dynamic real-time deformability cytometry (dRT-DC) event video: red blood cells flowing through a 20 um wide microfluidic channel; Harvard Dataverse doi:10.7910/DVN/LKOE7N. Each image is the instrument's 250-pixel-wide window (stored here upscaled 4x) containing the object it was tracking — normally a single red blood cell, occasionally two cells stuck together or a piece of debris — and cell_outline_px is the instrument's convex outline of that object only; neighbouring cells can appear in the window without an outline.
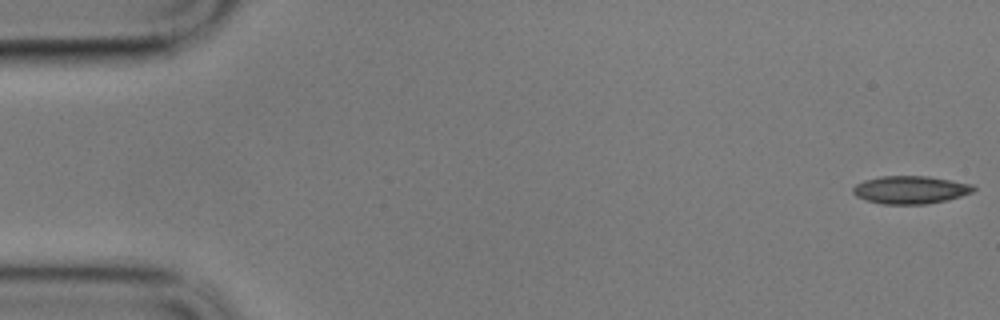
{"species": "common noctule bat (a hibernating species)", "species_latin": "Nyctalus noctula", "temperature_condition": "cold", "stored_images_in_passage": 58, "camera_frame_rate_fps": 3000, "um_per_image_px": 0.085, "animal": {"sex": "male", "body_mass_g": 17.9}, "frame": {"image": 1, "passage_image": 1, "time_ms": 0.0, "image_size_px": [1000, 320], "cell_outline_px": [[976, 188], [972, 192], [948, 200], [928, 204], [880, 204], [856, 196], [852, 192], [852, 188], [856, 184], [864, 180], [880, 176], [928, 176], [972, 184]], "centroid_in_image_um": [77.37, 16.13], "position_along_channel_um": 7.6, "area_um2": 19.59}}
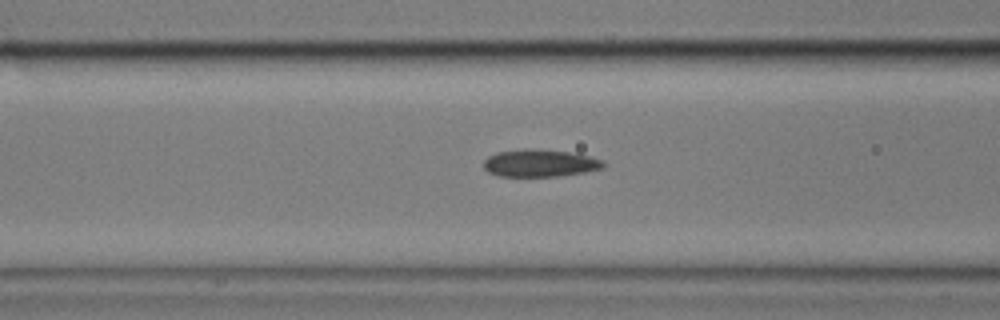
{"frame": {"image": 2, "passage_image": 22, "time_ms": 7.0, "image_size_px": [1000, 320], "cell_outline_px": [[608, 164], [604, 168], [584, 172], [560, 176], [500, 176], [488, 172], [484, 168], [484, 160], [488, 156], [496, 152], [524, 148], [528, 148], [568, 152], [588, 156], [604, 160]], "centroid_in_image_um": [45.9, 13.86], "position_along_channel_um": 120.7, "area_um2": 19.19}}
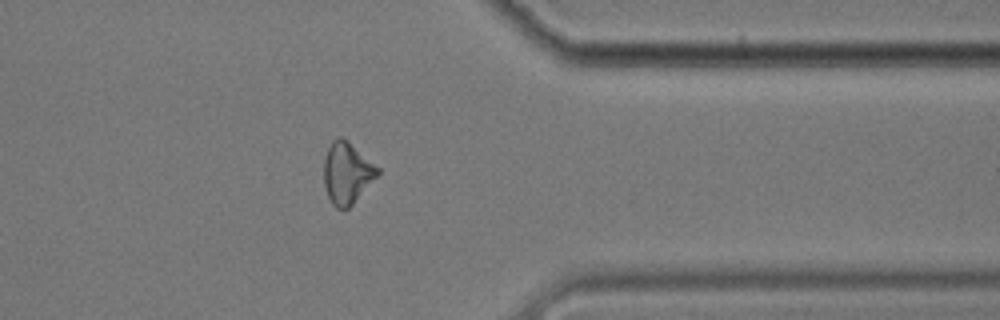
{"frame": {"image": 3, "passage_image": 46, "time_ms": 15.0, "image_size_px": [1000, 320], "cell_outline_px": [[380, 172], [352, 204], [348, 208], [336, 208], [332, 204], [328, 196], [324, 184], [324, 156], [332, 140], [340, 136], [348, 140], [380, 168]], "centroid_in_image_um": [29.48, 14.67], "position_along_channel_um": 381.9, "area_um2": 19.13}, "authors_computed_cell_mechanics": {"area_um2": 19.1607, "velocity_mm_per_s": 3.4014, "shape_relaxation_time_tau1_ms": 7.0982, "shape_relaxation_time_tau2_ms": 3.4985, "deformation_change_tau1": 0.1535, "deformation_change_tau2": 0.1217}}